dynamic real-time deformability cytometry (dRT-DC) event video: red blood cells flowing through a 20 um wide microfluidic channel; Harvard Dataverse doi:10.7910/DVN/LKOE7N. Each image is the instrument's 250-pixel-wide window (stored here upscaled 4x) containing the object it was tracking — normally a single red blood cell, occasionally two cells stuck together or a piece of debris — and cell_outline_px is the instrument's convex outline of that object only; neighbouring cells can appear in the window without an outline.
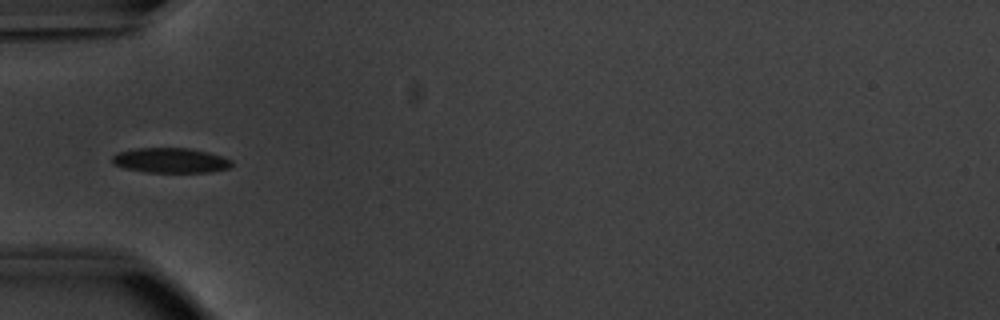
{"species": "common noctule bat (a hibernating species)", "species_latin": "Nyctalus noctula", "temperature_condition": "warm", "stored_images_in_passage": 36, "camera_frame_rate_fps": 3000, "um_per_image_px": 0.085, "animal": {"sex": "male", "body_mass_g": 20.1, "forearm_length_mm": 53.5}, "frame": {"image": 1, "passage_image": 1, "time_ms": 0.0, "image_size_px": [1000, 320], "cell_outline_px": [[232, 168], [212, 172], [144, 172], [124, 168], [112, 164], [112, 156], [116, 152], [140, 148], [188, 148], [208, 152], [232, 160]], "centroid_in_image_um": [14.49, 13.64], "position_along_channel_um": 70.5, "area_um2": 17.51}, "authors_computed_cell_mechanics": {"area_um2": 17.8602, "velocity_mm_per_s": 3.8386, "shape_relaxation_time_tau1_ms": 2.5841, "shape_relaxation_time_tau2_ms": 2.9442, "deformation_change_tau1": 0.107, "deformation_change_tau2": 0.0562}}